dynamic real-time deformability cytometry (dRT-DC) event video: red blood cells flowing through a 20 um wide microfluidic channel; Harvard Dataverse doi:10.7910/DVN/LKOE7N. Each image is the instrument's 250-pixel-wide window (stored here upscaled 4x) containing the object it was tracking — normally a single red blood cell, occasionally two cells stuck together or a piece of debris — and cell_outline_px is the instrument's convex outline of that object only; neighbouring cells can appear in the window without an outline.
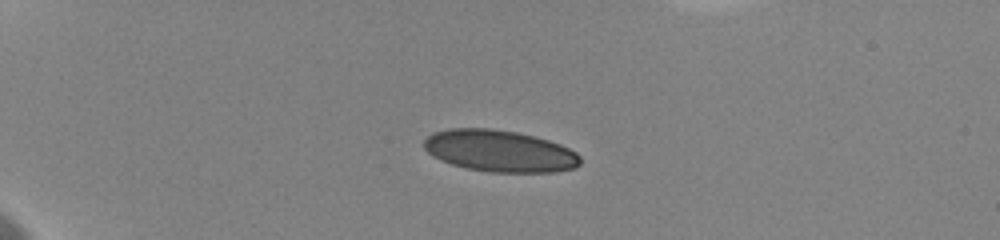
{"species": "human", "species_latin": "Homo sapiens", "temperature_condition": "cold", "stored_images_in_passage": 26, "camera_frame_rate_fps": 3000, "um_per_image_px": 0.085, "donor": {"sex": "female"}, "frame": {"image": 1, "passage_image": 17, "time_ms": 5.667, "image_size_px": [1000, 240], "cell_outline_px": [[580, 164], [576, 168], [556, 172], [492, 172], [468, 168], [452, 164], [440, 160], [428, 152], [424, 148], [424, 140], [432, 132], [448, 128], [492, 128], [516, 132], [548, 140], [560, 144], [576, 152], [580, 156]], "centroid_in_image_um": [42.47, 12.83], "position_along_channel_um": 42.5, "area_um2": 38.03}}